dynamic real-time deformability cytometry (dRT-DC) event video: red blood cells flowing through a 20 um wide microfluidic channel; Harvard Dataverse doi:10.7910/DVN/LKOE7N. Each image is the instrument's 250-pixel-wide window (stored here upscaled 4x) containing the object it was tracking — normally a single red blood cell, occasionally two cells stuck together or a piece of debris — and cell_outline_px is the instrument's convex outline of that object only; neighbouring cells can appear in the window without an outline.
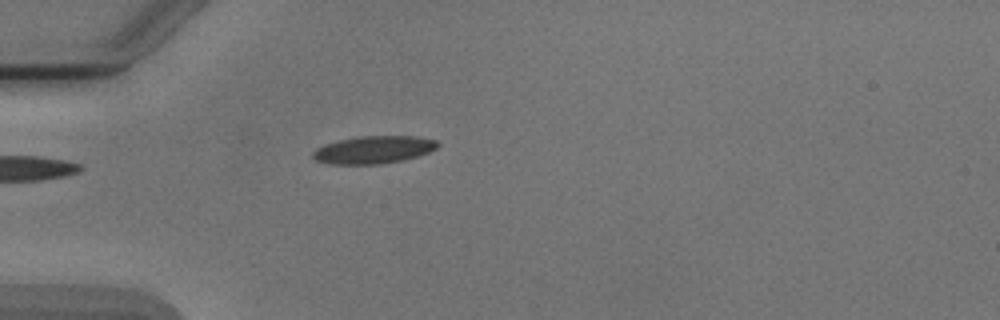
{"species": "Egyptian fruit bat (a non-hibernating species)", "species_latin": "Rousettus aegyptiacus", "temperature_condition": "cold", "stored_images_in_passage": 5, "camera_frame_rate_fps": 3000, "um_per_image_px": 0.085, "animal": {"sex": "male"}, "frame": {"image": 1, "passage_image": 5, "time_ms": 4.667, "image_size_px": [1000, 320], "cell_outline_px": [[440, 144], [436, 148], [428, 152], [404, 160], [380, 164], [328, 164], [316, 160], [312, 156], [312, 152], [316, 148], [324, 144], [340, 140], [360, 136], [416, 136], [436, 140]], "centroid_in_image_um": [31.74, 12.73], "position_along_channel_um": 53.3, "area_um2": 20.06}}